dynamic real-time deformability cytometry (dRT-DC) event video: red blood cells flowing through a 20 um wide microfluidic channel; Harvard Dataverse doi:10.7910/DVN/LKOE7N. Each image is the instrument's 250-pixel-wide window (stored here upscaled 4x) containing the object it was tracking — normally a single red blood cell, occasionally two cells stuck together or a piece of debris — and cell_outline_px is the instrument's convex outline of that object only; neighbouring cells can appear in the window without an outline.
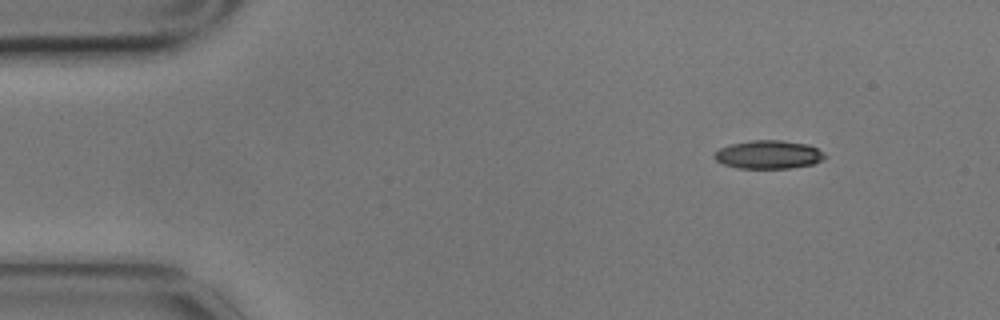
{"species": "common noctule bat (a hibernating species)", "species_latin": "Nyctalus noctula", "temperature_condition": "cold", "stored_images_in_passage": 4, "camera_frame_rate_fps": 3000, "um_per_image_px": 0.085, "animal": {"sex": "male", "body_mass_g": 17.9}, "frame": {"image": 1, "passage_image": 1, "time_ms": 0.0, "image_size_px": [1000, 320], "cell_outline_px": [[828, 156], [812, 164], [792, 168], [736, 168], [724, 164], [716, 160], [712, 156], [720, 148], [732, 144], [752, 140], [780, 140], [808, 144], [824, 152]], "centroid_in_image_um": [65.33, 13.14], "position_along_channel_um": 19.7, "area_um2": 18.21}}
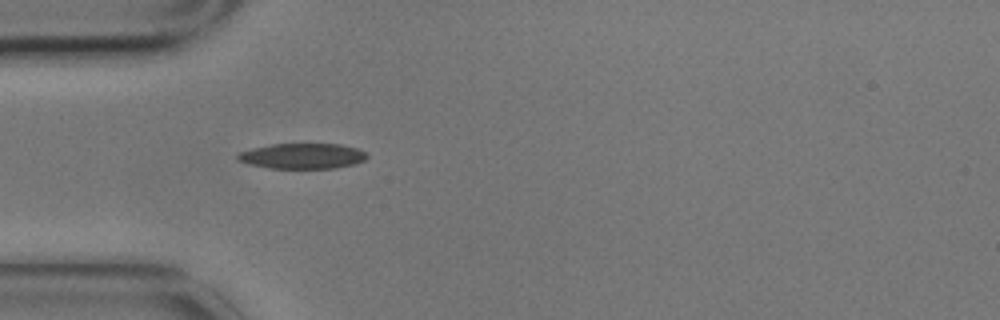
{"frame": {"image": 2, "passage_image": 4, "time_ms": 1.0, "image_size_px": [1000, 320], "cell_outline_px": [[368, 156], [364, 160], [352, 164], [336, 168], [272, 168], [248, 164], [236, 160], [236, 156], [240, 152], [252, 148], [272, 144], [340, 144], [356, 148], [364, 152]], "centroid_in_image_um": [25.67, 13.26], "position_along_channel_um": 59.3, "area_um2": 19.02}}